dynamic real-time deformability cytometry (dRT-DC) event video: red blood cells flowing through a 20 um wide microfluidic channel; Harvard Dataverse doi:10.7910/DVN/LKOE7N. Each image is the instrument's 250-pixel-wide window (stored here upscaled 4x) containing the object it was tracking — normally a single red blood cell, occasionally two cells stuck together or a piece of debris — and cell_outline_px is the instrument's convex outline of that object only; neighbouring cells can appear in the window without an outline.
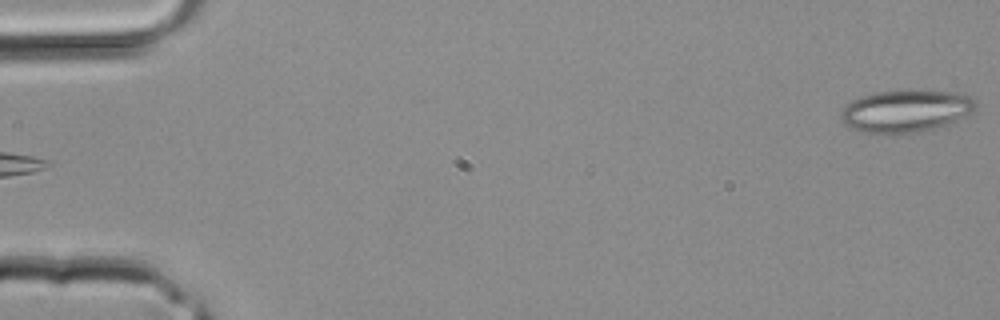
{"species": "common noctule bat (a hibernating species)", "species_latin": "Nyctalus noctula", "temperature_condition": "room temperature", "stored_images_in_passage": 2, "camera_frame_rate_fps": 3000, "um_per_image_px": 0.085, "animal": {"sex": "male", "body_mass_g": 20.4}, "frame": {"image": 1, "passage_image": 2, "time_ms": 0.333, "image_size_px": [1000, 320], "cell_outline_px": [[976, 108], [972, 112], [944, 124], [920, 132], [892, 136], [864, 132], [852, 128], [844, 124], [840, 116], [840, 112], [852, 100], [860, 96], [876, 92], [952, 92], [968, 96], [976, 100]], "centroid_in_image_um": [76.92, 9.48], "position_along_channel_um": 8.1, "area_um2": 32.71}}